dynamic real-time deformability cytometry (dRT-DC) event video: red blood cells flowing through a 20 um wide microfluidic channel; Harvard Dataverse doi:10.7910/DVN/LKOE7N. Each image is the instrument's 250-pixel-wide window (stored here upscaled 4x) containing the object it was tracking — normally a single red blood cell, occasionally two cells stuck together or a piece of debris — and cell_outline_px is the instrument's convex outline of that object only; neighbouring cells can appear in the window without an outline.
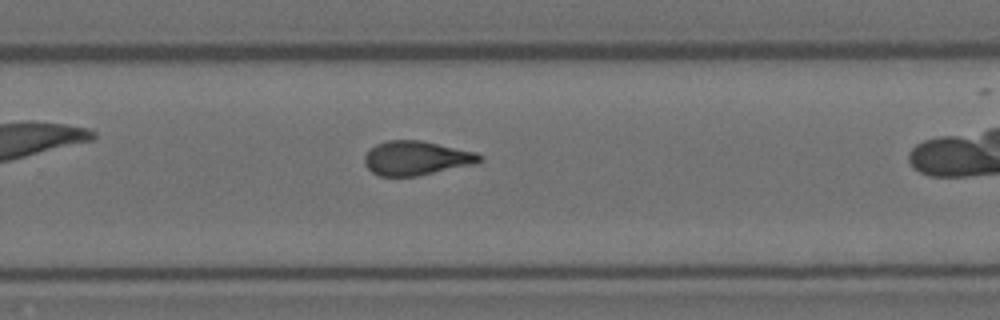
{"species": "Egyptian fruit bat (a non-hibernating species)", "species_latin": "Rousettus aegyptiacus", "temperature_condition": "room temperature", "stored_images_in_passage": 25, "camera_frame_rate_fps": 3000, "um_per_image_px": 0.085, "animal": {"sex": "female"}, "frame": {"image": 1, "passage_image": 18, "time_ms": 5.667, "image_size_px": [1000, 320], "cell_outline_px": [[484, 160], [476, 164], [416, 176], [380, 176], [372, 172], [364, 164], [364, 156], [376, 144], [388, 140], [420, 140], [476, 152]], "centroid_in_image_um": [35.39, 13.44], "position_along_channel_um": 294.4, "area_um2": 22.83}}